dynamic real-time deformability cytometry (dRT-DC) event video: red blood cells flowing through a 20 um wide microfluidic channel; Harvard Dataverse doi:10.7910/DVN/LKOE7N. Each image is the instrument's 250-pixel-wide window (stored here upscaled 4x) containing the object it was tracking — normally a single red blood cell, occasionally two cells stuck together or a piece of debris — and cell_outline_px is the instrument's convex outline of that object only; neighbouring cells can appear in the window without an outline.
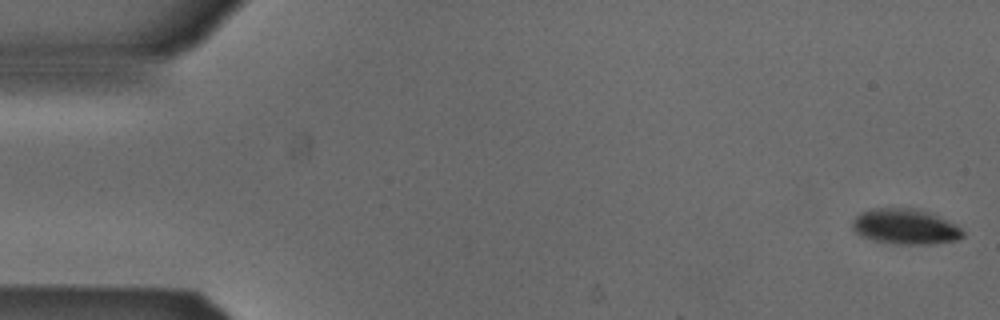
{"species": "Egyptian fruit bat (a non-hibernating species)", "species_latin": "Rousettus aegyptiacus", "temperature_condition": "cold", "stored_images_in_passage": 4, "camera_frame_rate_fps": 3000, "um_per_image_px": 0.085, "animal": {"sex": "male"}, "frame": {"image": 1, "passage_image": 1, "time_ms": 0.0, "image_size_px": [1000, 320], "cell_outline_px": [[964, 236], [956, 240], [932, 244], [896, 244], [872, 240], [860, 236], [852, 228], [852, 220], [860, 212], [872, 208], [912, 208], [928, 212], [956, 224], [964, 232]], "centroid_in_image_um": [76.92, 19.26], "position_along_channel_um": 8.1, "area_um2": 22.83}}